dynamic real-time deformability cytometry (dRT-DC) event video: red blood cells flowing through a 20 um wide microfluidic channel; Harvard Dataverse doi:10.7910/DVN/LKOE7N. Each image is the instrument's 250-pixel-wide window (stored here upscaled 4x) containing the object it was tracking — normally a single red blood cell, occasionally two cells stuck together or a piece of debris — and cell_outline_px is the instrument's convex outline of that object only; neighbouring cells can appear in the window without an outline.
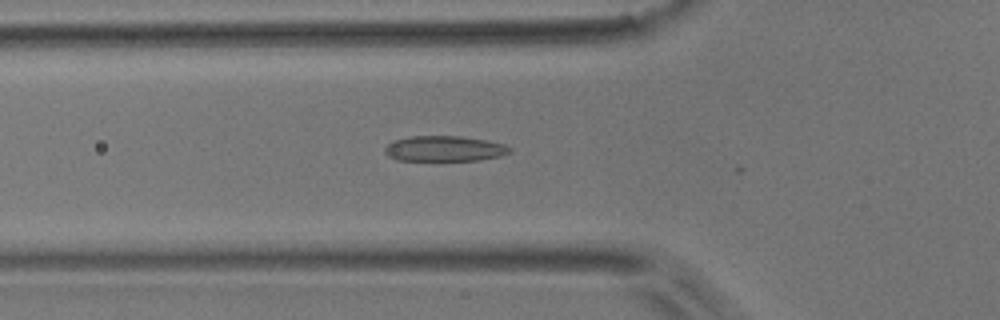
{"species": "common noctule bat (a hibernating species)", "species_latin": "Nyctalus noctula", "temperature_condition": "room temperature", "stored_images_in_passage": 18, "camera_frame_rate_fps": 3000, "um_per_image_px": 0.085, "animal": {"sex": "male", "body_mass_g": 17.9}, "frame": {"image": 1, "passage_image": 15, "time_ms": 4.667, "image_size_px": [1000, 320], "cell_outline_px": [[512, 152], [500, 156], [480, 160], [396, 160], [388, 156], [384, 152], [384, 148], [392, 140], [412, 136], [460, 136], [484, 140], [504, 144], [512, 148]], "centroid_in_image_um": [37.76, 12.63], "position_along_channel_um": 88.0, "area_um2": 18.55}}